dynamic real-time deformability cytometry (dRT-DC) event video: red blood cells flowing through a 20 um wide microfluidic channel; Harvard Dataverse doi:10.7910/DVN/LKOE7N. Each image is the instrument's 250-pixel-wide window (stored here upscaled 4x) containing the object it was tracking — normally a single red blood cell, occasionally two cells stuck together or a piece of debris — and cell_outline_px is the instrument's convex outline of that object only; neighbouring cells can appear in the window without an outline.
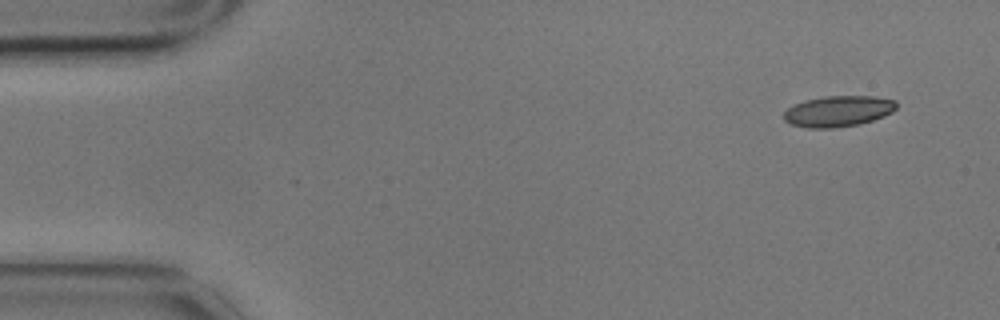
{"species": "common noctule bat (a hibernating species)", "species_latin": "Nyctalus noctula", "temperature_condition": "cold", "stored_images_in_passage": 7, "camera_frame_rate_fps": 3000, "um_per_image_px": 0.085, "animal": {"sex": "male", "body_mass_g": 17.9}, "frame": {"image": 1, "passage_image": 1, "time_ms": 0.0, "image_size_px": [1000, 320], "cell_outline_px": [[896, 108], [892, 112], [884, 116], [860, 124], [836, 128], [808, 128], [792, 124], [784, 120], [784, 112], [788, 108], [804, 100], [824, 96], [876, 96], [896, 100]], "centroid_in_image_um": [71.26, 9.45], "position_along_channel_um": 13.7, "area_um2": 20.35}}
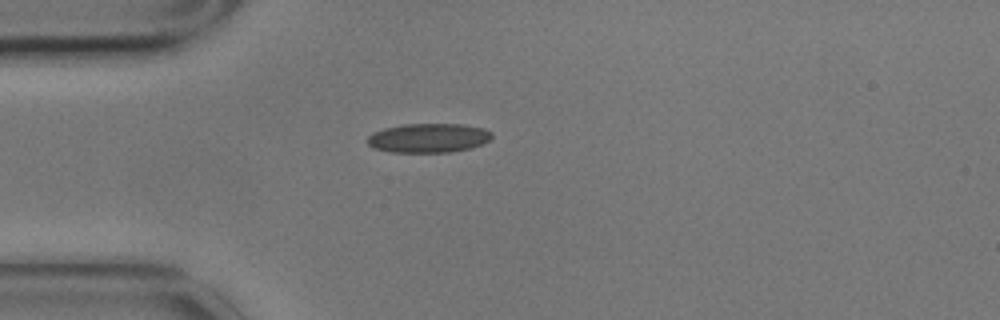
{"frame": {"image": 2, "passage_image": 4, "time_ms": 1.0, "image_size_px": [1000, 320], "cell_outline_px": [[492, 136], [488, 140], [472, 148], [452, 152], [392, 152], [372, 148], [368, 144], [368, 136], [372, 132], [384, 128], [404, 124], [464, 124], [484, 128], [492, 132]], "centroid_in_image_um": [36.41, 11.72], "position_along_channel_um": 48.6, "area_um2": 21.27}}